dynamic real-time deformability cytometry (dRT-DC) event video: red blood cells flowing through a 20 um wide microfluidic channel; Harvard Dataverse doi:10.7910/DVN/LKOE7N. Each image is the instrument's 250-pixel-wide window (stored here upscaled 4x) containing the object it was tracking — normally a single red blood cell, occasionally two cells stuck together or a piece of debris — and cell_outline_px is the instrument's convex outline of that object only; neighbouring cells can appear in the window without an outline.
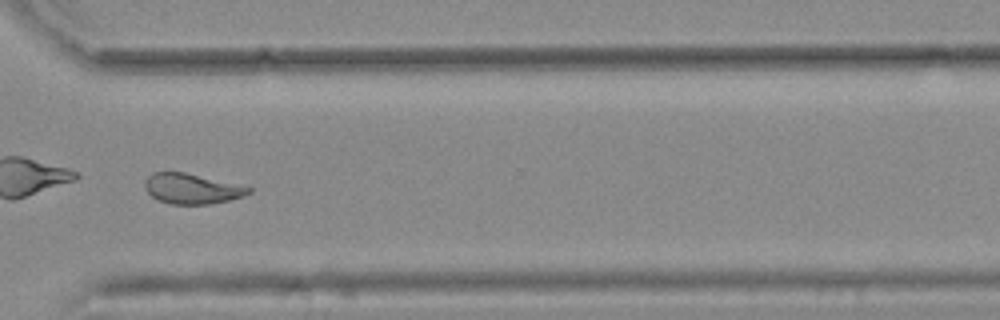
{"species": "common noctule bat (a hibernating species)", "species_latin": "Nyctalus noctula", "temperature_condition": "warm", "stored_images_in_passage": 43, "camera_frame_rate_fps": 3000, "um_per_image_px": 0.085, "animal": {"sex": "female", "body_mass_g": 25.1}, "frame": {"image": 1, "passage_image": 37, "time_ms": 12.0, "image_size_px": [1000, 320], "cell_outline_px": [[252, 192], [244, 196], [228, 200], [208, 204], [172, 204], [160, 200], [152, 196], [144, 188], [144, 180], [152, 172], [184, 172], [252, 188]], "centroid_in_image_um": [16.27, 16.04], "position_along_channel_um": 354.3, "area_um2": 18.03}, "authors_computed_cell_mechanics": {"area_um2": 19.5942, "velocity_mm_per_s": 3.7422, "shape_relaxation_time_tau1_ms": null, "shape_relaxation_time_tau2_ms": 2.2286, "deformation_change_tau1": null, "deformation_change_tau2": 0.0964}}